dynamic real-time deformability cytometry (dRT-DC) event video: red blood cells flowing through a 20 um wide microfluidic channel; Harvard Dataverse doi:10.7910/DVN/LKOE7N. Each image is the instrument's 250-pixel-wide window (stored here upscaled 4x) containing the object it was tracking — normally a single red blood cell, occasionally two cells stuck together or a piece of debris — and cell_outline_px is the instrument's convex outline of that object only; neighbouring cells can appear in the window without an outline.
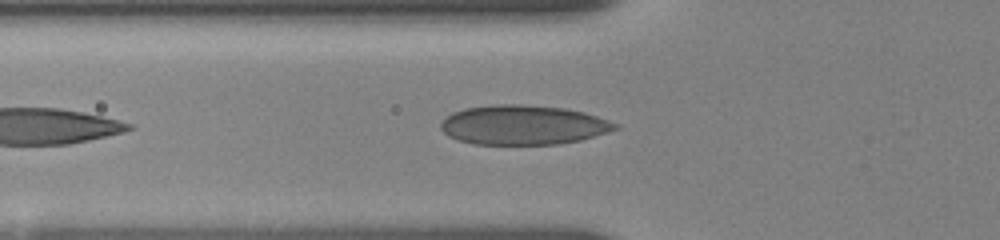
{"species": "human", "species_latin": "Homo sapiens", "temperature_condition": "room temperature", "stored_images_in_passage": 18, "camera_frame_rate_fps": 3000, "um_per_image_px": 0.085, "donor": {"sex": "female"}, "frame": {"image": 1, "passage_image": 3, "time_ms": 0.333, "image_size_px": [1000, 240], "cell_outline_px": [[620, 128], [608, 132], [580, 140], [560, 144], [476, 144], [456, 140], [448, 136], [440, 128], [440, 124], [452, 112], [464, 108], [492, 104], [520, 104], [564, 108], [584, 112], [620, 124]], "centroid_in_image_um": [44.47, 10.62], "position_along_channel_um": 81.3, "area_um2": 40.29}}
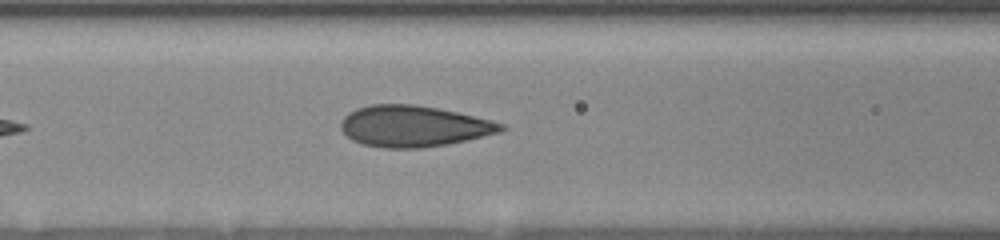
{"frame": {"image": 2, "passage_image": 10, "time_ms": 1.667, "image_size_px": [1000, 240], "cell_outline_px": [[508, 128], [500, 132], [448, 144], [424, 148], [384, 148], [364, 144], [352, 140], [340, 128], [340, 120], [348, 112], [356, 108], [372, 104], [412, 104], [436, 108], [456, 112], [492, 120], [504, 124]], "centroid_in_image_um": [35.14, 10.72], "position_along_channel_um": 131.5, "area_um2": 38.44}}
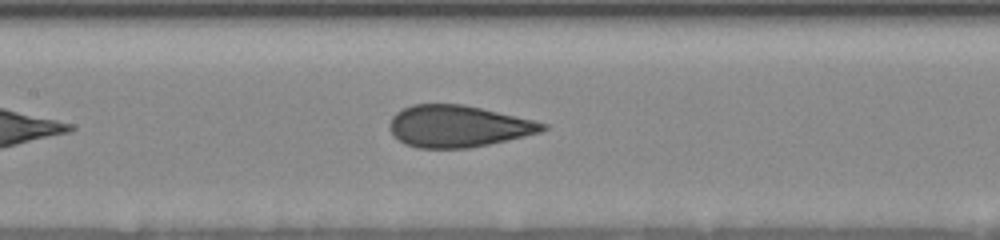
{"frame": {"image": 3, "passage_image": 15, "time_ms": 2.667, "image_size_px": [1000, 240], "cell_outline_px": [[548, 128], [540, 132], [508, 140], [468, 148], [416, 148], [404, 144], [392, 136], [388, 128], [388, 124], [392, 116], [396, 112], [412, 104], [464, 104], [532, 120], [548, 124]], "centroid_in_image_um": [38.87, 10.73], "position_along_channel_um": 168.5, "area_um2": 37.34}}